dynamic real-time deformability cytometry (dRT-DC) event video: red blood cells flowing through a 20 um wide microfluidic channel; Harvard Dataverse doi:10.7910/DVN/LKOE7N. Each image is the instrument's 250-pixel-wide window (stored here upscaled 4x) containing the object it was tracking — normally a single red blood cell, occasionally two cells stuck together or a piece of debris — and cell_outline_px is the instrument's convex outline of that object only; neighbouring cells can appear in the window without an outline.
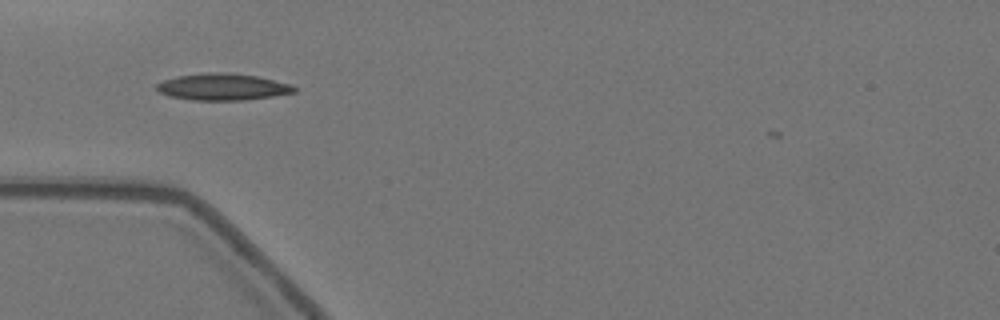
{"species": "Egyptian fruit bat (a non-hibernating species)", "species_latin": "Rousettus aegyptiacus", "temperature_condition": "warm", "stored_images_in_passage": 38, "camera_frame_rate_fps": 3000, "um_per_image_px": 0.085, "animal": {"sex": "female"}, "frame": {"image": 1, "passage_image": 1, "time_ms": 0.0, "image_size_px": [1000, 320], "cell_outline_px": [[296, 92], [272, 96], [244, 100], [192, 100], [168, 96], [160, 92], [156, 88], [156, 84], [164, 80], [176, 76], [208, 72], [228, 72], [256, 76], [292, 84], [296, 88]], "centroid_in_image_um": [18.92, 7.38], "position_along_channel_um": 66.1, "area_um2": 21.44}}
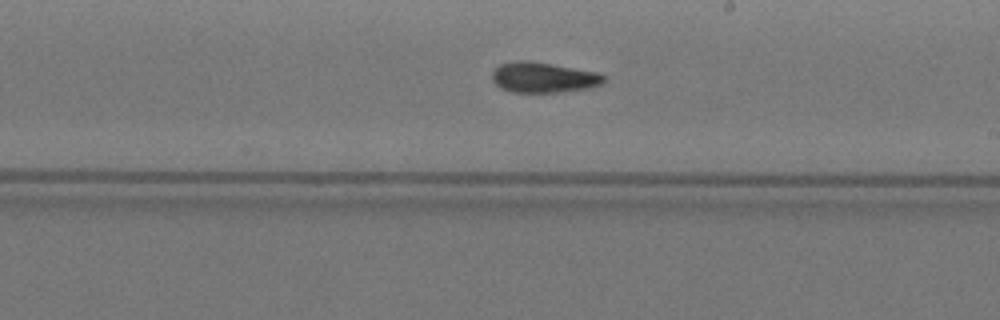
{"frame": {"image": 2, "passage_image": 16, "time_ms": 5.0, "image_size_px": [1000, 320], "cell_outline_px": [[608, 80], [604, 84], [588, 88], [560, 92], [512, 92], [496, 84], [492, 80], [492, 72], [500, 64], [520, 60], [528, 60], [600, 72]], "centroid_in_image_um": [46.26, 6.58], "position_along_channel_um": 242.7, "area_um2": 19.88}}
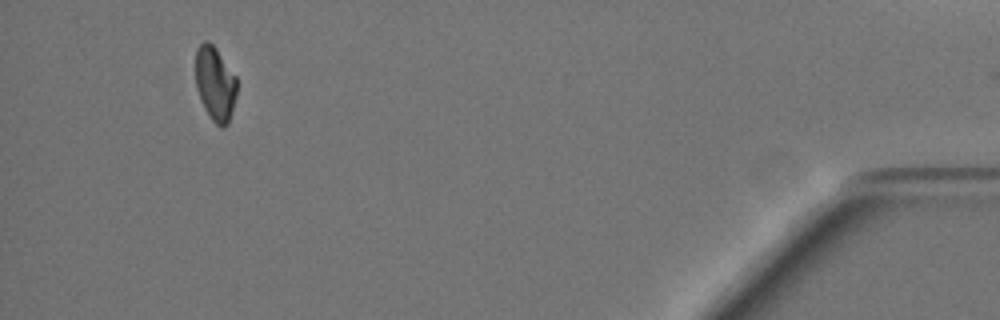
{"frame": {"image": 3, "passage_image": 37, "time_ms": 12.0, "image_size_px": [1000, 320], "cell_outline_px": [[236, 96], [228, 124], [224, 128], [220, 128], [212, 120], [204, 108], [200, 100], [196, 88], [196, 48], [204, 40], [208, 40], [216, 48], [236, 76]], "centroid_in_image_um": [18.28, 7.11], "position_along_channel_um": 416.9, "area_um2": 17.98}, "authors_computed_cell_mechanics": {"area_um2": 19.4786, "velocity_mm_per_s": 3.5203, "shape_relaxation_time_tau1_ms": null, "shape_relaxation_time_tau2_ms": 2.1909, "deformation_change_tau1": null, "deformation_change_tau2": 0.0618}}